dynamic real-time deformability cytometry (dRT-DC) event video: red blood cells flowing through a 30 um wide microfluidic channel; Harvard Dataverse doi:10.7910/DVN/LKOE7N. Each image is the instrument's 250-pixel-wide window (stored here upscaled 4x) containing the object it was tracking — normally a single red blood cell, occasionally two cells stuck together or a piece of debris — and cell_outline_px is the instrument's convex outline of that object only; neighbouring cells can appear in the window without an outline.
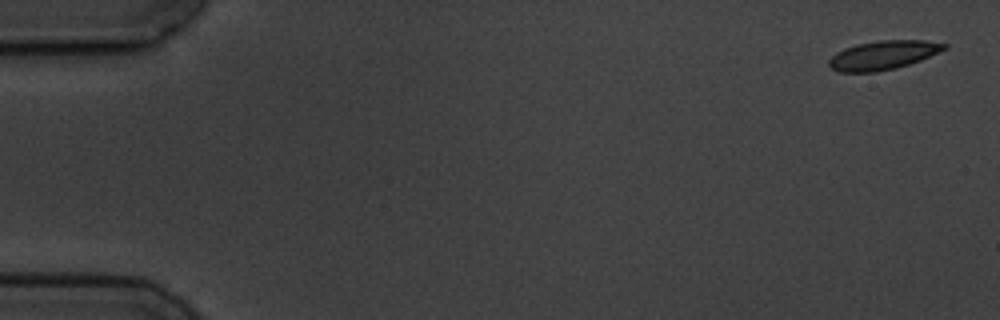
{"species": "common noctule bat (a hibernating species)", "species_latin": "Nyctalus noctula", "temperature_condition": "cold", "stored_images_in_passage": 4, "camera_frame_rate_fps": 3000, "um_per_image_px": 0.085, "animal": {"sex": "male", "body_mass_g": 19.5, "forearm_length_mm": 54.6}, "frame": {"image": 1, "passage_image": 1, "time_ms": 0.0, "image_size_px": [1000, 320], "cell_outline_px": [[948, 48], [920, 60], [896, 68], [876, 72], [840, 72], [832, 68], [828, 64], [828, 60], [836, 52], [844, 48], [856, 44], [880, 40], [924, 40], [948, 44]], "centroid_in_image_um": [75.05, 4.68], "position_along_channel_um": 9.9, "area_um2": 19.42}}